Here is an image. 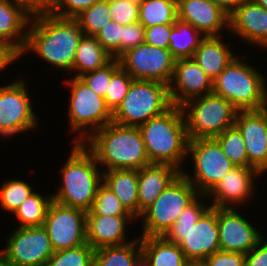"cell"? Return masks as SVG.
<instances>
[{
    "label": "cell",
    "mask_w": 267,
    "mask_h": 266,
    "mask_svg": "<svg viewBox=\"0 0 267 266\" xmlns=\"http://www.w3.org/2000/svg\"><path fill=\"white\" fill-rule=\"evenodd\" d=\"M29 26L21 56L33 51L47 64L71 72L83 36L80 22L75 17L37 13L32 15Z\"/></svg>",
    "instance_id": "6da1fadb"
},
{
    "label": "cell",
    "mask_w": 267,
    "mask_h": 266,
    "mask_svg": "<svg viewBox=\"0 0 267 266\" xmlns=\"http://www.w3.org/2000/svg\"><path fill=\"white\" fill-rule=\"evenodd\" d=\"M83 145L94 155L97 164L106 166L104 171L139 170L151 165L138 127L112 121L94 132Z\"/></svg>",
    "instance_id": "7a4b0ae2"
},
{
    "label": "cell",
    "mask_w": 267,
    "mask_h": 266,
    "mask_svg": "<svg viewBox=\"0 0 267 266\" xmlns=\"http://www.w3.org/2000/svg\"><path fill=\"white\" fill-rule=\"evenodd\" d=\"M138 128L151 164H169L183 171L180 164L188 157L189 138L181 106H172Z\"/></svg>",
    "instance_id": "3957f363"
},
{
    "label": "cell",
    "mask_w": 267,
    "mask_h": 266,
    "mask_svg": "<svg viewBox=\"0 0 267 266\" xmlns=\"http://www.w3.org/2000/svg\"><path fill=\"white\" fill-rule=\"evenodd\" d=\"M97 166L94 155L86 146L74 143L61 168L62 184L59 191L52 195L53 200L65 206L89 211L98 187L103 183V172Z\"/></svg>",
    "instance_id": "277c9868"
},
{
    "label": "cell",
    "mask_w": 267,
    "mask_h": 266,
    "mask_svg": "<svg viewBox=\"0 0 267 266\" xmlns=\"http://www.w3.org/2000/svg\"><path fill=\"white\" fill-rule=\"evenodd\" d=\"M235 56L213 80V90L239 111L261 110L265 77Z\"/></svg>",
    "instance_id": "5b68a950"
},
{
    "label": "cell",
    "mask_w": 267,
    "mask_h": 266,
    "mask_svg": "<svg viewBox=\"0 0 267 266\" xmlns=\"http://www.w3.org/2000/svg\"><path fill=\"white\" fill-rule=\"evenodd\" d=\"M189 140L213 139L234 126L238 109L211 92L188 100L182 106Z\"/></svg>",
    "instance_id": "8992f818"
},
{
    "label": "cell",
    "mask_w": 267,
    "mask_h": 266,
    "mask_svg": "<svg viewBox=\"0 0 267 266\" xmlns=\"http://www.w3.org/2000/svg\"><path fill=\"white\" fill-rule=\"evenodd\" d=\"M172 106L167 84L133 80L121 104L112 113V121L124 126L140 127Z\"/></svg>",
    "instance_id": "52a82bcc"
},
{
    "label": "cell",
    "mask_w": 267,
    "mask_h": 266,
    "mask_svg": "<svg viewBox=\"0 0 267 266\" xmlns=\"http://www.w3.org/2000/svg\"><path fill=\"white\" fill-rule=\"evenodd\" d=\"M198 195L196 188L180 173L141 214V236H164Z\"/></svg>",
    "instance_id": "ba28073f"
},
{
    "label": "cell",
    "mask_w": 267,
    "mask_h": 266,
    "mask_svg": "<svg viewBox=\"0 0 267 266\" xmlns=\"http://www.w3.org/2000/svg\"><path fill=\"white\" fill-rule=\"evenodd\" d=\"M64 82L71 87L68 112L70 129L79 134L73 142L83 144L94 132L112 122V112L104 98L79 77Z\"/></svg>",
    "instance_id": "9c48e42d"
},
{
    "label": "cell",
    "mask_w": 267,
    "mask_h": 266,
    "mask_svg": "<svg viewBox=\"0 0 267 266\" xmlns=\"http://www.w3.org/2000/svg\"><path fill=\"white\" fill-rule=\"evenodd\" d=\"M187 155L194 163V176L181 171L199 194L207 195L236 166L224 155L213 139H193L188 142Z\"/></svg>",
    "instance_id": "30bf717a"
},
{
    "label": "cell",
    "mask_w": 267,
    "mask_h": 266,
    "mask_svg": "<svg viewBox=\"0 0 267 266\" xmlns=\"http://www.w3.org/2000/svg\"><path fill=\"white\" fill-rule=\"evenodd\" d=\"M87 212L52 201L43 227L54 251L75 248L87 243Z\"/></svg>",
    "instance_id": "8fae6325"
},
{
    "label": "cell",
    "mask_w": 267,
    "mask_h": 266,
    "mask_svg": "<svg viewBox=\"0 0 267 266\" xmlns=\"http://www.w3.org/2000/svg\"><path fill=\"white\" fill-rule=\"evenodd\" d=\"M27 89L23 79L0 86V136L26 133L38 124Z\"/></svg>",
    "instance_id": "7c38bea8"
},
{
    "label": "cell",
    "mask_w": 267,
    "mask_h": 266,
    "mask_svg": "<svg viewBox=\"0 0 267 266\" xmlns=\"http://www.w3.org/2000/svg\"><path fill=\"white\" fill-rule=\"evenodd\" d=\"M121 67L134 80L156 81L170 84L174 73L175 59L169 49H162L145 42L124 53Z\"/></svg>",
    "instance_id": "4fadbf2b"
},
{
    "label": "cell",
    "mask_w": 267,
    "mask_h": 266,
    "mask_svg": "<svg viewBox=\"0 0 267 266\" xmlns=\"http://www.w3.org/2000/svg\"><path fill=\"white\" fill-rule=\"evenodd\" d=\"M0 254L15 266H46L54 254L49 236L43 226L16 228Z\"/></svg>",
    "instance_id": "5bb4252c"
},
{
    "label": "cell",
    "mask_w": 267,
    "mask_h": 266,
    "mask_svg": "<svg viewBox=\"0 0 267 266\" xmlns=\"http://www.w3.org/2000/svg\"><path fill=\"white\" fill-rule=\"evenodd\" d=\"M236 210L217 208L220 250L247 254L263 236Z\"/></svg>",
    "instance_id": "9a60e30c"
},
{
    "label": "cell",
    "mask_w": 267,
    "mask_h": 266,
    "mask_svg": "<svg viewBox=\"0 0 267 266\" xmlns=\"http://www.w3.org/2000/svg\"><path fill=\"white\" fill-rule=\"evenodd\" d=\"M168 88L172 105L182 106L190 99L211 93L213 80L193 58L178 59Z\"/></svg>",
    "instance_id": "2e32d148"
},
{
    "label": "cell",
    "mask_w": 267,
    "mask_h": 266,
    "mask_svg": "<svg viewBox=\"0 0 267 266\" xmlns=\"http://www.w3.org/2000/svg\"><path fill=\"white\" fill-rule=\"evenodd\" d=\"M234 125L241 132L248 162L261 174L267 170V115L261 110L238 111Z\"/></svg>",
    "instance_id": "e0dca14e"
},
{
    "label": "cell",
    "mask_w": 267,
    "mask_h": 266,
    "mask_svg": "<svg viewBox=\"0 0 267 266\" xmlns=\"http://www.w3.org/2000/svg\"><path fill=\"white\" fill-rule=\"evenodd\" d=\"M229 13L212 0H177V19L191 24L203 36H220L228 26Z\"/></svg>",
    "instance_id": "ac0fdd59"
},
{
    "label": "cell",
    "mask_w": 267,
    "mask_h": 266,
    "mask_svg": "<svg viewBox=\"0 0 267 266\" xmlns=\"http://www.w3.org/2000/svg\"><path fill=\"white\" fill-rule=\"evenodd\" d=\"M260 174L255 168L241 166L233 168L206 195L209 198L212 196L211 207L231 208V205H241L249 201L254 191V179L256 176H261Z\"/></svg>",
    "instance_id": "d6986e66"
},
{
    "label": "cell",
    "mask_w": 267,
    "mask_h": 266,
    "mask_svg": "<svg viewBox=\"0 0 267 266\" xmlns=\"http://www.w3.org/2000/svg\"><path fill=\"white\" fill-rule=\"evenodd\" d=\"M178 245L186 259H206L220 250L217 208L210 207Z\"/></svg>",
    "instance_id": "ffe728a7"
},
{
    "label": "cell",
    "mask_w": 267,
    "mask_h": 266,
    "mask_svg": "<svg viewBox=\"0 0 267 266\" xmlns=\"http://www.w3.org/2000/svg\"><path fill=\"white\" fill-rule=\"evenodd\" d=\"M229 31L244 41L267 48V10L250 1H243L229 15Z\"/></svg>",
    "instance_id": "44dd1931"
},
{
    "label": "cell",
    "mask_w": 267,
    "mask_h": 266,
    "mask_svg": "<svg viewBox=\"0 0 267 266\" xmlns=\"http://www.w3.org/2000/svg\"><path fill=\"white\" fill-rule=\"evenodd\" d=\"M134 219L133 216L87 215V243L94 250L129 243L126 241V227Z\"/></svg>",
    "instance_id": "7402d4cb"
},
{
    "label": "cell",
    "mask_w": 267,
    "mask_h": 266,
    "mask_svg": "<svg viewBox=\"0 0 267 266\" xmlns=\"http://www.w3.org/2000/svg\"><path fill=\"white\" fill-rule=\"evenodd\" d=\"M31 17L32 14L18 0H0V40L22 53Z\"/></svg>",
    "instance_id": "603a6c76"
},
{
    "label": "cell",
    "mask_w": 267,
    "mask_h": 266,
    "mask_svg": "<svg viewBox=\"0 0 267 266\" xmlns=\"http://www.w3.org/2000/svg\"><path fill=\"white\" fill-rule=\"evenodd\" d=\"M180 173L169 164H151L138 170L139 217Z\"/></svg>",
    "instance_id": "cb8c5ba5"
},
{
    "label": "cell",
    "mask_w": 267,
    "mask_h": 266,
    "mask_svg": "<svg viewBox=\"0 0 267 266\" xmlns=\"http://www.w3.org/2000/svg\"><path fill=\"white\" fill-rule=\"evenodd\" d=\"M223 36H204L193 55L200 68L214 80L235 57Z\"/></svg>",
    "instance_id": "d4e9b609"
},
{
    "label": "cell",
    "mask_w": 267,
    "mask_h": 266,
    "mask_svg": "<svg viewBox=\"0 0 267 266\" xmlns=\"http://www.w3.org/2000/svg\"><path fill=\"white\" fill-rule=\"evenodd\" d=\"M103 184L117 196L133 217L139 218L138 170L111 169L104 171Z\"/></svg>",
    "instance_id": "484cf974"
},
{
    "label": "cell",
    "mask_w": 267,
    "mask_h": 266,
    "mask_svg": "<svg viewBox=\"0 0 267 266\" xmlns=\"http://www.w3.org/2000/svg\"><path fill=\"white\" fill-rule=\"evenodd\" d=\"M141 253L148 266H184L186 258L178 244L164 236H141Z\"/></svg>",
    "instance_id": "4316f807"
},
{
    "label": "cell",
    "mask_w": 267,
    "mask_h": 266,
    "mask_svg": "<svg viewBox=\"0 0 267 266\" xmlns=\"http://www.w3.org/2000/svg\"><path fill=\"white\" fill-rule=\"evenodd\" d=\"M113 60V57L99 43L96 36L84 35L79 41L73 62L74 77L103 68Z\"/></svg>",
    "instance_id": "83f0119b"
},
{
    "label": "cell",
    "mask_w": 267,
    "mask_h": 266,
    "mask_svg": "<svg viewBox=\"0 0 267 266\" xmlns=\"http://www.w3.org/2000/svg\"><path fill=\"white\" fill-rule=\"evenodd\" d=\"M191 24L176 20L171 33L169 51L175 60L192 58L204 36ZM201 36V37H200Z\"/></svg>",
    "instance_id": "f1b7e54d"
},
{
    "label": "cell",
    "mask_w": 267,
    "mask_h": 266,
    "mask_svg": "<svg viewBox=\"0 0 267 266\" xmlns=\"http://www.w3.org/2000/svg\"><path fill=\"white\" fill-rule=\"evenodd\" d=\"M140 254V238L122 245L100 247L94 252V266H131Z\"/></svg>",
    "instance_id": "f546056e"
},
{
    "label": "cell",
    "mask_w": 267,
    "mask_h": 266,
    "mask_svg": "<svg viewBox=\"0 0 267 266\" xmlns=\"http://www.w3.org/2000/svg\"><path fill=\"white\" fill-rule=\"evenodd\" d=\"M177 20V0H142L139 22L144 27L158 24L174 25Z\"/></svg>",
    "instance_id": "4dcf8cb0"
},
{
    "label": "cell",
    "mask_w": 267,
    "mask_h": 266,
    "mask_svg": "<svg viewBox=\"0 0 267 266\" xmlns=\"http://www.w3.org/2000/svg\"><path fill=\"white\" fill-rule=\"evenodd\" d=\"M52 201L51 195L43 197L34 191L13 213L19 221L18 228L43 226Z\"/></svg>",
    "instance_id": "1f68e13d"
},
{
    "label": "cell",
    "mask_w": 267,
    "mask_h": 266,
    "mask_svg": "<svg viewBox=\"0 0 267 266\" xmlns=\"http://www.w3.org/2000/svg\"><path fill=\"white\" fill-rule=\"evenodd\" d=\"M205 194H199L187 207L180 213L176 222L165 233L164 237L174 244H179L184 238L187 231L194 227L199 218L211 207L202 205L199 200ZM199 198V199H198Z\"/></svg>",
    "instance_id": "d6a6232c"
},
{
    "label": "cell",
    "mask_w": 267,
    "mask_h": 266,
    "mask_svg": "<svg viewBox=\"0 0 267 266\" xmlns=\"http://www.w3.org/2000/svg\"><path fill=\"white\" fill-rule=\"evenodd\" d=\"M222 148L224 155L235 165L254 168L249 162L245 142L241 132L234 125L214 138Z\"/></svg>",
    "instance_id": "836d02e7"
},
{
    "label": "cell",
    "mask_w": 267,
    "mask_h": 266,
    "mask_svg": "<svg viewBox=\"0 0 267 266\" xmlns=\"http://www.w3.org/2000/svg\"><path fill=\"white\" fill-rule=\"evenodd\" d=\"M94 252L95 250L88 243L54 251L46 266H94Z\"/></svg>",
    "instance_id": "e575fe53"
},
{
    "label": "cell",
    "mask_w": 267,
    "mask_h": 266,
    "mask_svg": "<svg viewBox=\"0 0 267 266\" xmlns=\"http://www.w3.org/2000/svg\"><path fill=\"white\" fill-rule=\"evenodd\" d=\"M84 35L96 36L111 20L108 0H100L75 17Z\"/></svg>",
    "instance_id": "d590c367"
},
{
    "label": "cell",
    "mask_w": 267,
    "mask_h": 266,
    "mask_svg": "<svg viewBox=\"0 0 267 266\" xmlns=\"http://www.w3.org/2000/svg\"><path fill=\"white\" fill-rule=\"evenodd\" d=\"M34 192L32 185L22 180H6L0 189V206L11 213Z\"/></svg>",
    "instance_id": "8d00e7d4"
},
{
    "label": "cell",
    "mask_w": 267,
    "mask_h": 266,
    "mask_svg": "<svg viewBox=\"0 0 267 266\" xmlns=\"http://www.w3.org/2000/svg\"><path fill=\"white\" fill-rule=\"evenodd\" d=\"M87 215L132 216L117 196L103 183L98 187L92 207Z\"/></svg>",
    "instance_id": "74e56055"
},
{
    "label": "cell",
    "mask_w": 267,
    "mask_h": 266,
    "mask_svg": "<svg viewBox=\"0 0 267 266\" xmlns=\"http://www.w3.org/2000/svg\"><path fill=\"white\" fill-rule=\"evenodd\" d=\"M121 68L119 59H113L103 68L87 72L79 78L98 96H105L111 77Z\"/></svg>",
    "instance_id": "f35d334b"
},
{
    "label": "cell",
    "mask_w": 267,
    "mask_h": 266,
    "mask_svg": "<svg viewBox=\"0 0 267 266\" xmlns=\"http://www.w3.org/2000/svg\"><path fill=\"white\" fill-rule=\"evenodd\" d=\"M133 80L122 67L111 77L104 100L112 113L121 104Z\"/></svg>",
    "instance_id": "ab89813d"
},
{
    "label": "cell",
    "mask_w": 267,
    "mask_h": 266,
    "mask_svg": "<svg viewBox=\"0 0 267 266\" xmlns=\"http://www.w3.org/2000/svg\"><path fill=\"white\" fill-rule=\"evenodd\" d=\"M141 2L142 0H108L111 20L123 26L138 22Z\"/></svg>",
    "instance_id": "60d3db41"
},
{
    "label": "cell",
    "mask_w": 267,
    "mask_h": 266,
    "mask_svg": "<svg viewBox=\"0 0 267 266\" xmlns=\"http://www.w3.org/2000/svg\"><path fill=\"white\" fill-rule=\"evenodd\" d=\"M123 34V25L110 20L96 35L99 43L113 57L120 58V45Z\"/></svg>",
    "instance_id": "b9f144b4"
},
{
    "label": "cell",
    "mask_w": 267,
    "mask_h": 266,
    "mask_svg": "<svg viewBox=\"0 0 267 266\" xmlns=\"http://www.w3.org/2000/svg\"><path fill=\"white\" fill-rule=\"evenodd\" d=\"M145 41V27L138 21L123 26L120 45V57L132 48H136Z\"/></svg>",
    "instance_id": "7bdbcfd3"
},
{
    "label": "cell",
    "mask_w": 267,
    "mask_h": 266,
    "mask_svg": "<svg viewBox=\"0 0 267 266\" xmlns=\"http://www.w3.org/2000/svg\"><path fill=\"white\" fill-rule=\"evenodd\" d=\"M98 1L100 0H56L49 13L62 17H76Z\"/></svg>",
    "instance_id": "ee69618b"
},
{
    "label": "cell",
    "mask_w": 267,
    "mask_h": 266,
    "mask_svg": "<svg viewBox=\"0 0 267 266\" xmlns=\"http://www.w3.org/2000/svg\"><path fill=\"white\" fill-rule=\"evenodd\" d=\"M173 25L158 24L145 27V43L162 49H168Z\"/></svg>",
    "instance_id": "f6af8a7d"
},
{
    "label": "cell",
    "mask_w": 267,
    "mask_h": 266,
    "mask_svg": "<svg viewBox=\"0 0 267 266\" xmlns=\"http://www.w3.org/2000/svg\"><path fill=\"white\" fill-rule=\"evenodd\" d=\"M209 266H245V254L218 250L206 258Z\"/></svg>",
    "instance_id": "bcb514c9"
},
{
    "label": "cell",
    "mask_w": 267,
    "mask_h": 266,
    "mask_svg": "<svg viewBox=\"0 0 267 266\" xmlns=\"http://www.w3.org/2000/svg\"><path fill=\"white\" fill-rule=\"evenodd\" d=\"M264 237L245 254V266H267V241Z\"/></svg>",
    "instance_id": "7dc6e473"
},
{
    "label": "cell",
    "mask_w": 267,
    "mask_h": 266,
    "mask_svg": "<svg viewBox=\"0 0 267 266\" xmlns=\"http://www.w3.org/2000/svg\"><path fill=\"white\" fill-rule=\"evenodd\" d=\"M21 53L11 44L0 40V70L20 58Z\"/></svg>",
    "instance_id": "c3c4849f"
},
{
    "label": "cell",
    "mask_w": 267,
    "mask_h": 266,
    "mask_svg": "<svg viewBox=\"0 0 267 266\" xmlns=\"http://www.w3.org/2000/svg\"><path fill=\"white\" fill-rule=\"evenodd\" d=\"M32 15L37 13H49L56 0H18Z\"/></svg>",
    "instance_id": "681fc988"
},
{
    "label": "cell",
    "mask_w": 267,
    "mask_h": 266,
    "mask_svg": "<svg viewBox=\"0 0 267 266\" xmlns=\"http://www.w3.org/2000/svg\"><path fill=\"white\" fill-rule=\"evenodd\" d=\"M215 4L222 7L227 13H231L245 0H212Z\"/></svg>",
    "instance_id": "f907efd6"
},
{
    "label": "cell",
    "mask_w": 267,
    "mask_h": 266,
    "mask_svg": "<svg viewBox=\"0 0 267 266\" xmlns=\"http://www.w3.org/2000/svg\"><path fill=\"white\" fill-rule=\"evenodd\" d=\"M184 266H209L206 259H187Z\"/></svg>",
    "instance_id": "816d5d0a"
},
{
    "label": "cell",
    "mask_w": 267,
    "mask_h": 266,
    "mask_svg": "<svg viewBox=\"0 0 267 266\" xmlns=\"http://www.w3.org/2000/svg\"><path fill=\"white\" fill-rule=\"evenodd\" d=\"M131 266H148V262H147L146 258L143 256V254L141 253L134 260V262L131 264Z\"/></svg>",
    "instance_id": "f5cc1de1"
},
{
    "label": "cell",
    "mask_w": 267,
    "mask_h": 266,
    "mask_svg": "<svg viewBox=\"0 0 267 266\" xmlns=\"http://www.w3.org/2000/svg\"><path fill=\"white\" fill-rule=\"evenodd\" d=\"M261 111L265 115H267V88L265 86V83H264V87H263V104H262Z\"/></svg>",
    "instance_id": "db71d44e"
},
{
    "label": "cell",
    "mask_w": 267,
    "mask_h": 266,
    "mask_svg": "<svg viewBox=\"0 0 267 266\" xmlns=\"http://www.w3.org/2000/svg\"><path fill=\"white\" fill-rule=\"evenodd\" d=\"M0 266H15L9 261H7L1 254H0Z\"/></svg>",
    "instance_id": "11a10c76"
},
{
    "label": "cell",
    "mask_w": 267,
    "mask_h": 266,
    "mask_svg": "<svg viewBox=\"0 0 267 266\" xmlns=\"http://www.w3.org/2000/svg\"><path fill=\"white\" fill-rule=\"evenodd\" d=\"M267 10V0H250Z\"/></svg>",
    "instance_id": "9f6ffc18"
}]
</instances>
